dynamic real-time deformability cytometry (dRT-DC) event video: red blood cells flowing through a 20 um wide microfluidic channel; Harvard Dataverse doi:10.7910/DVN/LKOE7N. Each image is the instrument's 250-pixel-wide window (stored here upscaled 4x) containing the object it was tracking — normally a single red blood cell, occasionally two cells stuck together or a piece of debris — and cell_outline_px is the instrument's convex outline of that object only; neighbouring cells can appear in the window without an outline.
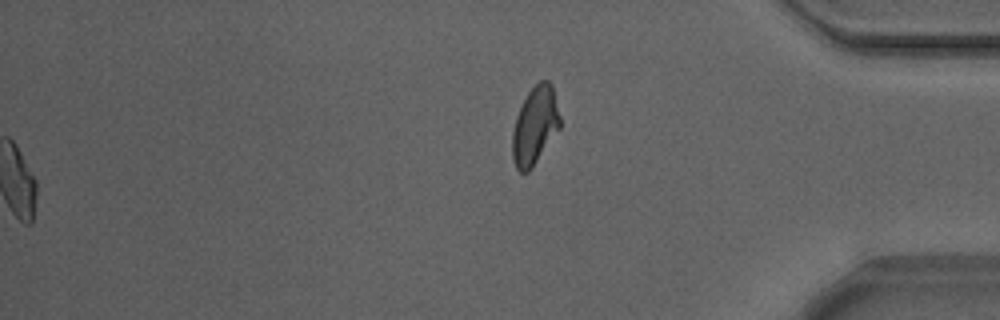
{"species": "Egyptian fruit bat (a non-hibernating species)", "species_latin": "Rousettus aegyptiacus", "temperature_condition": "warm", "stored_images_in_passage": 54, "segment_of_instrument_passage": [2, 2], "camera_frame_rate_fps": 3000, "um_per_image_px": 0.085, "animal": {"sex": "male"}, "frame": {"image": 1, "passage_image": 54, "time_ms": 17.667, "image_size_px": [1000, 320], "cell_outline_px": [[560, 128], [532, 168], [528, 172], [520, 172], [516, 168], [512, 160], [512, 132], [516, 116], [528, 92], [540, 80], [548, 80], [552, 84], [560, 116]], "centroid_in_image_um": [45.46, 10.69], "position_along_channel_um": 389.7, "area_um2": 21.62}}